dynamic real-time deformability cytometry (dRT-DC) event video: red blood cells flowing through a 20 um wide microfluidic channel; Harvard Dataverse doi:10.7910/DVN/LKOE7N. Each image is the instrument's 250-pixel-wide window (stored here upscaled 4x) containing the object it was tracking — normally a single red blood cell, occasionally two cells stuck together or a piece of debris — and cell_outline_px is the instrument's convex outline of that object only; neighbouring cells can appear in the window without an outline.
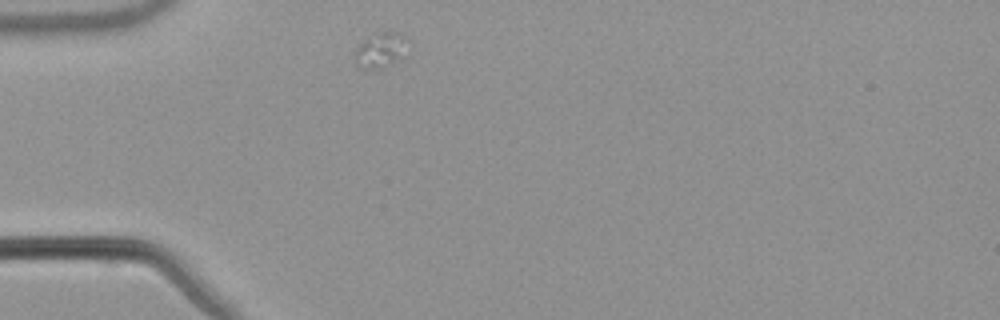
{"species": "common noctule bat (a hibernating species)", "species_latin": "Nyctalus noctula", "temperature_condition": "warm", "stored_images_in_passage": 5, "camera_frame_rate_fps": 3000, "um_per_image_px": 0.085, "animal": {"sex": "male", "body_mass_g": 21.5, "forearm_length_mm": 52.0}, "frame": {"image": 1, "passage_image": 1, "time_ms": 0.0, "image_size_px": [1000, 320], "cell_outline_px": [[408, 40], [396, 56], [384, 68], [364, 72], [356, 64], [356, 52], [360, 44], [364, 40], [376, 32], [396, 32], [404, 36]], "centroid_in_image_um": [32.23, 4.28], "position_along_channel_um": 52.8, "area_um2": 10.17}}